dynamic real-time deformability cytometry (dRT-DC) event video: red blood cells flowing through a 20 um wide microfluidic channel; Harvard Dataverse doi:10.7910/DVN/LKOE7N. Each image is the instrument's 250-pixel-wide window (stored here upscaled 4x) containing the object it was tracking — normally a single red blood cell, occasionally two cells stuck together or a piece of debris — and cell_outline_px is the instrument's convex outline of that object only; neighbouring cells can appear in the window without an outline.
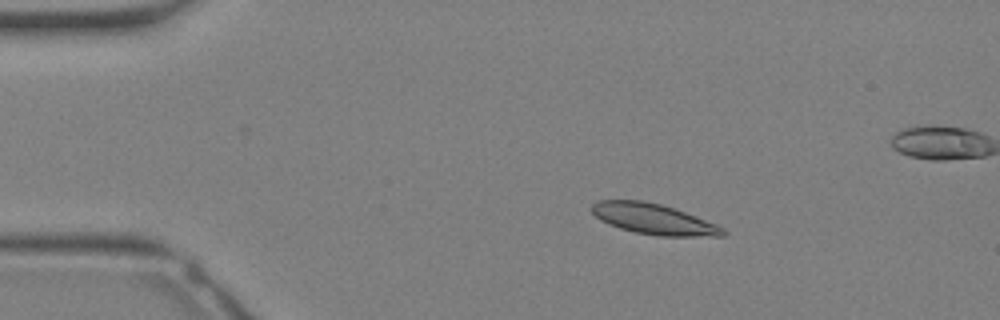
{"species": "Egyptian fruit bat (a non-hibernating species)", "species_latin": "Rousettus aegyptiacus", "temperature_condition": "warm", "stored_images_in_passage": 33, "camera_frame_rate_fps": 3000, "um_per_image_px": 0.085, "animal": {"sex": "female"}, "frame": {"image": 1, "passage_image": 5, "time_ms": 1.333, "image_size_px": [1000, 320], "cell_outline_px": [[728, 232], [724, 236], [660, 236], [636, 232], [620, 228], [608, 224], [600, 220], [592, 212], [592, 204], [596, 200], [644, 200], [660, 204], [684, 212], [716, 224], [724, 228]], "centroid_in_image_um": [55.55, 18.62], "position_along_channel_um": 29.5, "area_um2": 23.24}}
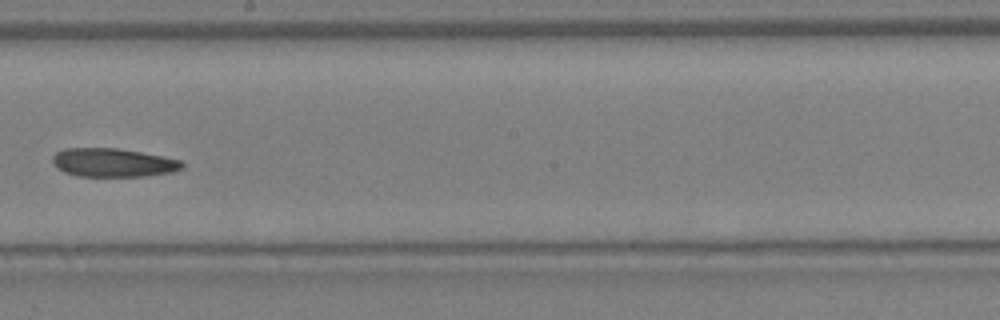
{"frame": {"image": 2, "passage_image": 18, "time_ms": 5.667, "image_size_px": [1000, 320], "cell_outline_px": [[184, 168], [172, 172], [144, 176], [76, 176], [64, 172], [52, 160], [52, 156], [56, 152], [64, 148], [116, 148], [140, 152], [180, 160], [184, 164]], "centroid_in_image_um": [9.61, 13.82], "position_along_channel_um": 238.6, "area_um2": 21.39}}
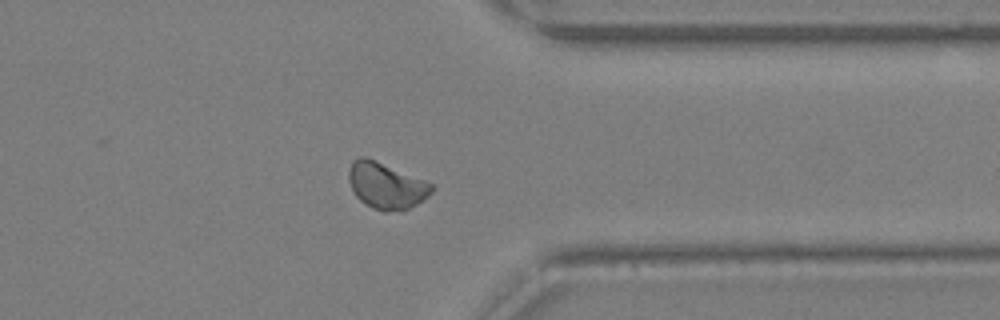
{"frame": {"image": 3, "passage_image": 25, "time_ms": 8.0, "image_size_px": [1000, 320], "cell_outline_px": [[436, 188], [428, 196], [416, 204], [408, 208], [388, 212], [384, 212], [372, 208], [364, 204], [356, 196], [348, 180], [348, 172], [352, 160], [360, 156], [364, 156], [376, 160], [424, 180], [432, 184]], "centroid_in_image_um": [32.8, 15.77], "position_along_channel_um": 378.6, "area_um2": 22.37}}